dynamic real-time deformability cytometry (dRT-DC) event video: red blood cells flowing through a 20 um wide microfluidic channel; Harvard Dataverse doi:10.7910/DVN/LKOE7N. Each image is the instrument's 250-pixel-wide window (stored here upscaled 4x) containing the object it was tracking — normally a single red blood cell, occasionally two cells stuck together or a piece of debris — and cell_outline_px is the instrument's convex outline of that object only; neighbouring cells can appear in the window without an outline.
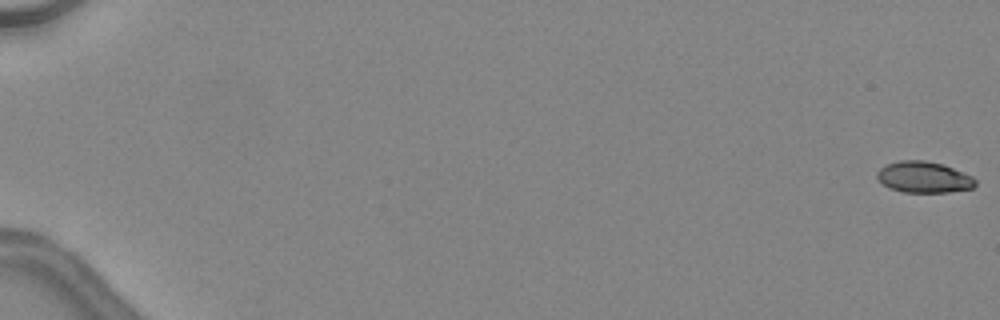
{"species": "common noctule bat (a hibernating species)", "species_latin": "Nyctalus noctula", "temperature_condition": "warm", "stored_images_in_passage": 48, "camera_frame_rate_fps": 3000, "um_per_image_px": 0.085, "animal": {"sex": "female", "body_mass_g": 24.6, "forearm_length_mm": 56.2}, "frame": {"image": 1, "passage_image": 1, "time_ms": 0.0, "image_size_px": [1000, 320], "cell_outline_px": [[976, 184], [972, 188], [948, 192], [904, 192], [888, 188], [876, 176], [876, 172], [880, 168], [888, 164], [900, 160], [924, 160], [944, 164], [972, 176], [976, 180]], "centroid_in_image_um": [78.52, 15.05], "position_along_channel_um": 6.5, "area_um2": 17.86}}
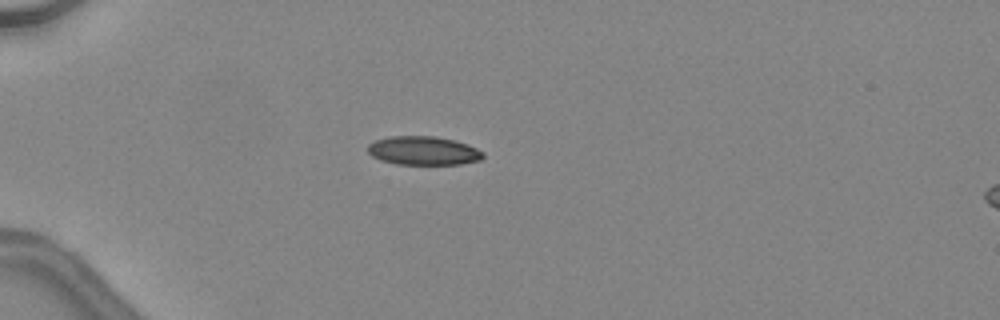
{"frame": {"image": 2, "passage_image": 16, "time_ms": 5.0, "image_size_px": [1000, 320], "cell_outline_px": [[484, 156], [480, 160], [460, 164], [396, 164], [380, 160], [372, 156], [368, 152], [368, 144], [376, 140], [388, 136], [436, 136], [456, 140], [468, 144], [484, 152]], "centroid_in_image_um": [35.99, 12.8], "position_along_channel_um": 49.0, "area_um2": 19.42}}
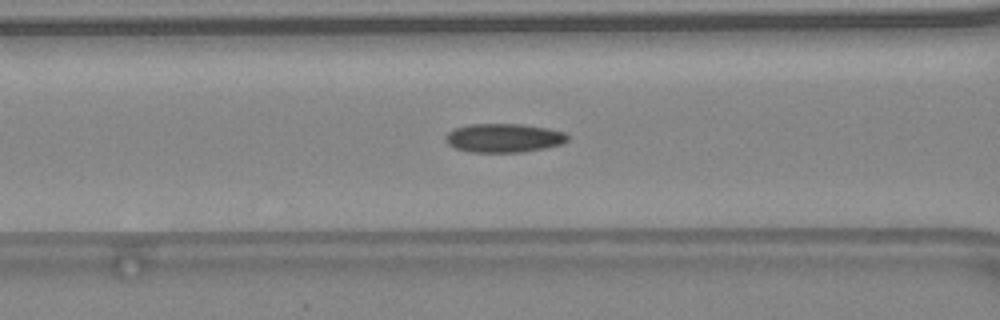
{"frame": {"image": 3, "passage_image": 23, "time_ms": 7.333, "image_size_px": [1000, 320], "cell_outline_px": [[568, 140], [560, 144], [544, 148], [524, 152], [468, 152], [456, 148], [448, 144], [444, 140], [444, 136], [452, 128], [468, 124], [524, 124], [548, 128], [564, 132], [568, 136]], "centroid_in_image_um": [42.78, 11.72], "position_along_channel_um": 123.8, "area_um2": 20.69}, "authors_computed_cell_mechanics": {"area_um2": 19.6231, "velocity_mm_per_s": 4.5632, "shape_relaxation_time_tau1_ms": null, "shape_relaxation_time_tau2_ms": 2.216, "deformation_change_tau1": null, "deformation_change_tau2": 0.0866}}